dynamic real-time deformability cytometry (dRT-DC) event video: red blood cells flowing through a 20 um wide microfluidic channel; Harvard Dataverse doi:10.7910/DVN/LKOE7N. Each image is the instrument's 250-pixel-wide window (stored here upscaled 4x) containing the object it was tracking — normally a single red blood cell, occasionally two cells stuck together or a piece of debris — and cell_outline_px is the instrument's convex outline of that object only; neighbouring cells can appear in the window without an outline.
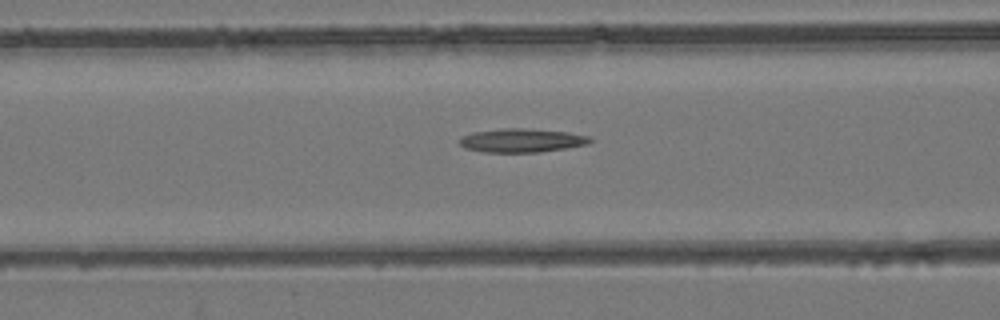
{"species": "common noctule bat (a hibernating species)", "species_latin": "Nyctalus noctula", "temperature_condition": "room temperature", "stored_images_in_passage": 53, "camera_frame_rate_fps": 3000, "um_per_image_px": 0.085, "animal": {"sex": "female", "body_mass_g": 24.6, "forearm_length_mm": 56.2}, "frame": {"image": 1, "passage_image": 22, "time_ms": 7.0, "image_size_px": [1000, 320], "cell_outline_px": [[592, 140], [588, 144], [540, 152], [484, 152], [464, 148], [460, 144], [460, 140], [464, 136], [472, 132], [504, 128], [524, 128], [568, 132], [588, 136]], "centroid_in_image_um": [44.34, 11.93], "position_along_channel_um": 122.3, "area_um2": 17.86}}
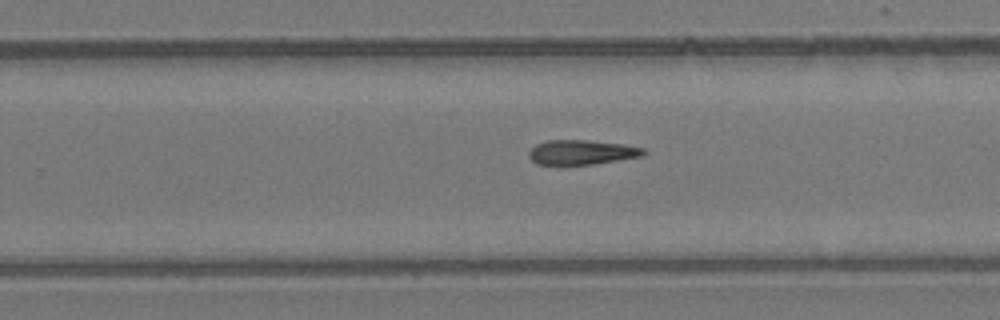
{"frame": {"image": 2, "passage_image": 34, "time_ms": 11.0, "image_size_px": [1000, 320], "cell_outline_px": [[648, 152], [644, 156], [592, 164], [536, 164], [528, 156], [528, 152], [536, 144], [548, 140], [588, 140], [624, 144], [644, 148]], "centroid_in_image_um": [49.48, 12.93], "position_along_channel_um": 280.3, "area_um2": 16.47}}
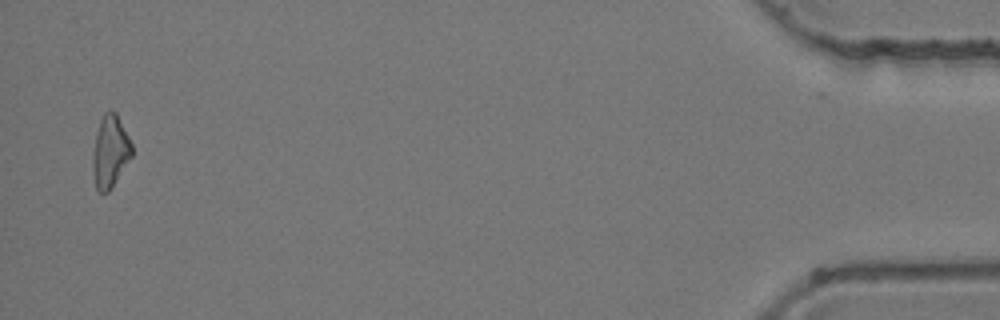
{"frame": {"image": 3, "passage_image": 52, "time_ms": 17.0, "image_size_px": [1000, 320], "cell_outline_px": [[132, 156], [108, 192], [100, 192], [96, 188], [92, 168], [92, 156], [96, 132], [100, 120], [104, 112], [116, 112], [132, 144]], "centroid_in_image_um": [9.35, 12.87], "position_along_channel_um": 425.8, "area_um2": 16.24}}